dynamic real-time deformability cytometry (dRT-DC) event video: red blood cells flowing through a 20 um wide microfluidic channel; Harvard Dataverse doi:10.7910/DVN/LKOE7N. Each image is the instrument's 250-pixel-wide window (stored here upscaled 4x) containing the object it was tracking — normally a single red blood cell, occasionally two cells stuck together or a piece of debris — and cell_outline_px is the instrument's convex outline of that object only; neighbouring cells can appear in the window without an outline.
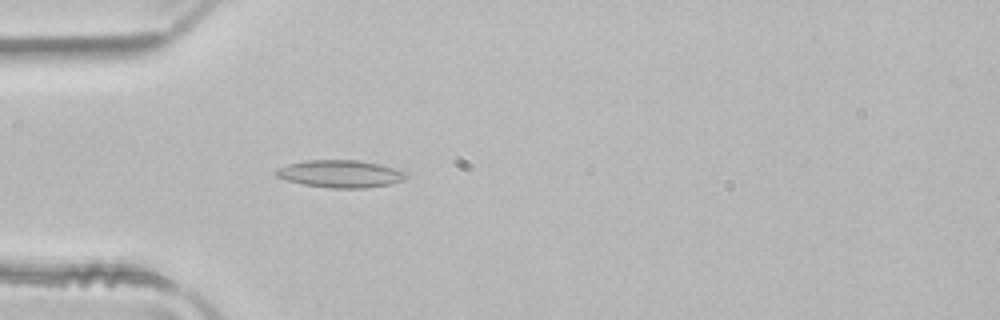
{"species": "common noctule bat (a hibernating species)", "species_latin": "Nyctalus noctula", "temperature_condition": "room temperature", "stored_images_in_passage": 35, "camera_frame_rate_fps": 3000, "um_per_image_px": 0.085, "animal": {"sex": "male", "body_mass_g": 21.5, "forearm_length_mm": 52.0}, "frame": {"image": 1, "passage_image": 1, "time_ms": 0.0, "image_size_px": [1000, 320], "cell_outline_px": [[408, 176], [404, 180], [392, 184], [364, 188], [332, 188], [304, 184], [288, 180], [276, 176], [276, 168], [288, 164], [304, 160], [360, 160], [380, 164], [408, 172]], "centroid_in_image_um": [28.98, 14.77], "position_along_channel_um": 56.0, "area_um2": 20.87}}
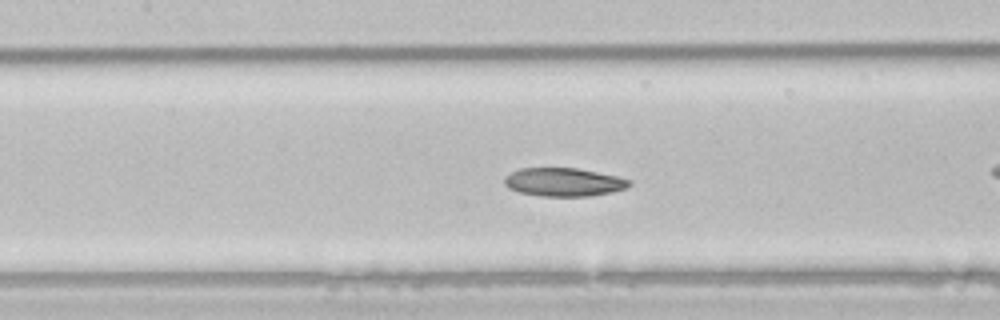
{"frame": {"image": 2, "passage_image": 6, "time_ms": 1.667, "image_size_px": [1000, 320], "cell_outline_px": [[632, 184], [628, 188], [612, 192], [592, 196], [540, 196], [520, 192], [508, 188], [504, 184], [504, 176], [520, 168], [576, 168], [616, 176], [632, 180]], "centroid_in_image_um": [47.93, 15.48], "position_along_channel_um": 159.5, "area_um2": 20.75}, "authors_computed_cell_mechanics": {"area_um2": 20.8658, "velocity_mm_per_s": 4.0048, "shape_relaxation_time_tau1_ms": null, "shape_relaxation_time_tau2_ms": 1.584, "deformation_change_tau1": null, "deformation_change_tau2": 0.0684}}